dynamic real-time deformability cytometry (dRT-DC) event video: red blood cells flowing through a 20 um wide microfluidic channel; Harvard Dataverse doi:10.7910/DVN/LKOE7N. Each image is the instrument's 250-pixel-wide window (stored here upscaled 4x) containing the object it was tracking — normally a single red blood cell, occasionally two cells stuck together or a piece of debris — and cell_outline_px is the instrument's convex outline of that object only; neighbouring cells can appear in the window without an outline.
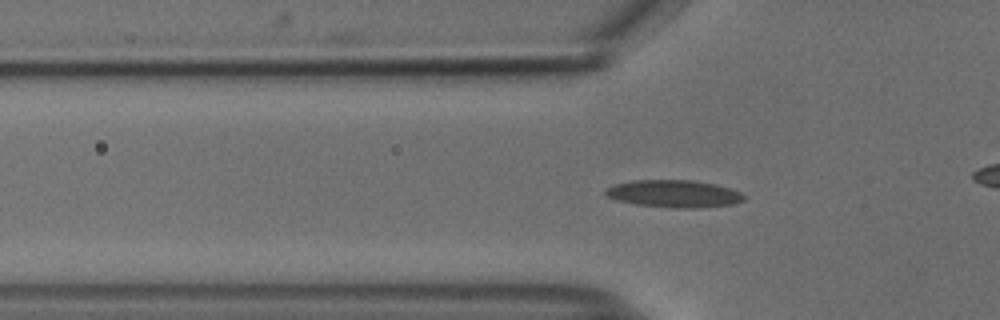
{"species": "common noctule bat (a hibernating species)", "species_latin": "Nyctalus noctula", "temperature_condition": "cold", "stored_images_in_passage": 44, "camera_frame_rate_fps": 3000, "um_per_image_px": 0.085, "animal": {"sex": "male", "body_mass_g": 18.8}, "frame": {"image": 1, "passage_image": 17, "time_ms": 5.333, "image_size_px": [1000, 320], "cell_outline_px": [[744, 200], [736, 204], [692, 208], [680, 208], [636, 204], [616, 200], [608, 196], [604, 192], [604, 188], [616, 184], [632, 180], [692, 180], [716, 184], [740, 192], [744, 196]], "centroid_in_image_um": [57.28, 16.46], "position_along_channel_um": 68.5, "area_um2": 21.96}}
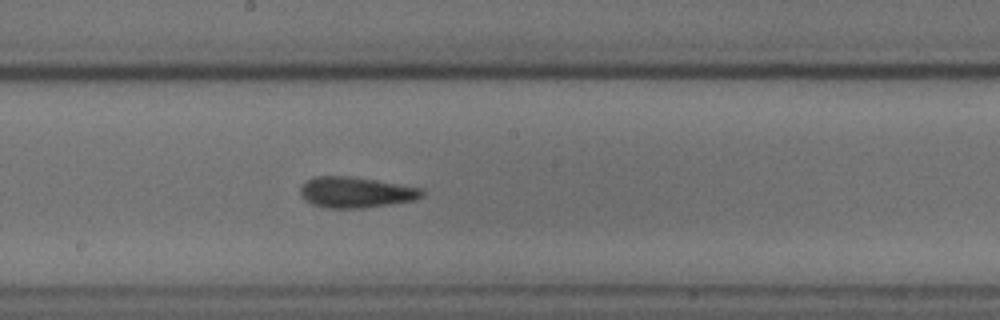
{"frame": {"image": 2, "passage_image": 29, "time_ms": 9.333, "image_size_px": [1000, 320], "cell_outline_px": [[424, 196], [416, 200], [364, 208], [324, 208], [312, 204], [304, 200], [300, 196], [300, 188], [308, 180], [316, 176], [348, 176], [424, 188]], "centroid_in_image_um": [30.26, 16.36], "position_along_channel_um": 217.9, "area_um2": 21.91}}
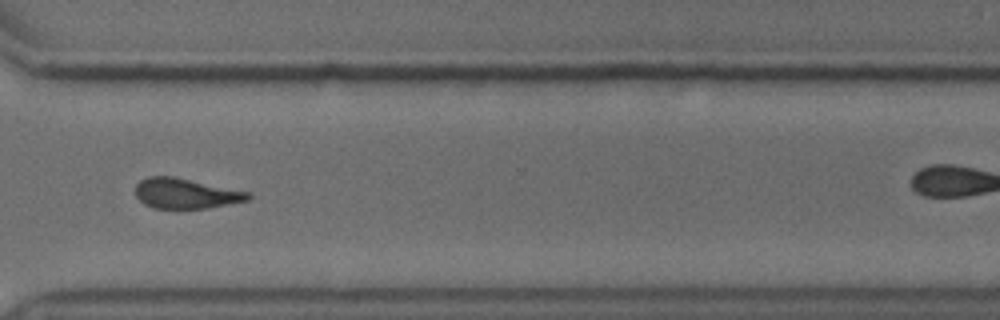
{"frame": {"image": 3, "passage_image": 40, "time_ms": 13.0, "image_size_px": [1000, 320], "cell_outline_px": [[252, 196], [248, 200], [208, 208], [152, 208], [144, 204], [136, 196], [136, 184], [140, 180], [148, 176], [172, 176], [252, 192]], "centroid_in_image_um": [15.8, 16.44], "position_along_channel_um": 354.8, "area_um2": 19.88}}